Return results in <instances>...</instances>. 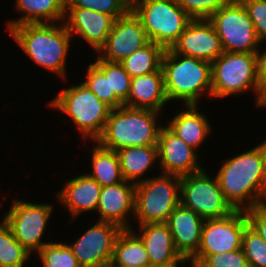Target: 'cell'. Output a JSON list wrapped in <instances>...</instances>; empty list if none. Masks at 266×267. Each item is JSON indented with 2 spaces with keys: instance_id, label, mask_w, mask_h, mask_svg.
I'll use <instances>...</instances> for the list:
<instances>
[{
  "instance_id": "cell-35",
  "label": "cell",
  "mask_w": 266,
  "mask_h": 267,
  "mask_svg": "<svg viewBox=\"0 0 266 267\" xmlns=\"http://www.w3.org/2000/svg\"><path fill=\"white\" fill-rule=\"evenodd\" d=\"M66 7L91 9L110 14L115 19L124 16L131 9V0H66Z\"/></svg>"
},
{
  "instance_id": "cell-1",
  "label": "cell",
  "mask_w": 266,
  "mask_h": 267,
  "mask_svg": "<svg viewBox=\"0 0 266 267\" xmlns=\"http://www.w3.org/2000/svg\"><path fill=\"white\" fill-rule=\"evenodd\" d=\"M216 178L235 210H246L266 201V174L257 147L225 160Z\"/></svg>"
},
{
  "instance_id": "cell-12",
  "label": "cell",
  "mask_w": 266,
  "mask_h": 267,
  "mask_svg": "<svg viewBox=\"0 0 266 267\" xmlns=\"http://www.w3.org/2000/svg\"><path fill=\"white\" fill-rule=\"evenodd\" d=\"M122 230L114 223L97 221L68 246L80 267H102L112 260L114 245Z\"/></svg>"
},
{
  "instance_id": "cell-41",
  "label": "cell",
  "mask_w": 266,
  "mask_h": 267,
  "mask_svg": "<svg viewBox=\"0 0 266 267\" xmlns=\"http://www.w3.org/2000/svg\"><path fill=\"white\" fill-rule=\"evenodd\" d=\"M102 267H135V266H123L110 260L109 262L105 263Z\"/></svg>"
},
{
  "instance_id": "cell-24",
  "label": "cell",
  "mask_w": 266,
  "mask_h": 267,
  "mask_svg": "<svg viewBox=\"0 0 266 267\" xmlns=\"http://www.w3.org/2000/svg\"><path fill=\"white\" fill-rule=\"evenodd\" d=\"M15 5L22 15L7 21V31L23 24L59 23L65 20L66 0H16Z\"/></svg>"
},
{
  "instance_id": "cell-21",
  "label": "cell",
  "mask_w": 266,
  "mask_h": 267,
  "mask_svg": "<svg viewBox=\"0 0 266 267\" xmlns=\"http://www.w3.org/2000/svg\"><path fill=\"white\" fill-rule=\"evenodd\" d=\"M101 185L87 173L69 179L63 189L58 192L57 201L70 211L71 221L82 212L96 210L101 193Z\"/></svg>"
},
{
  "instance_id": "cell-15",
  "label": "cell",
  "mask_w": 266,
  "mask_h": 267,
  "mask_svg": "<svg viewBox=\"0 0 266 267\" xmlns=\"http://www.w3.org/2000/svg\"><path fill=\"white\" fill-rule=\"evenodd\" d=\"M162 174L185 176L204 170L198 162V153L164 125L157 142Z\"/></svg>"
},
{
  "instance_id": "cell-32",
  "label": "cell",
  "mask_w": 266,
  "mask_h": 267,
  "mask_svg": "<svg viewBox=\"0 0 266 267\" xmlns=\"http://www.w3.org/2000/svg\"><path fill=\"white\" fill-rule=\"evenodd\" d=\"M86 72V79L82 83L102 102L111 109H117L124 105L114 93H110L109 76H105L93 63L89 64Z\"/></svg>"
},
{
  "instance_id": "cell-4",
  "label": "cell",
  "mask_w": 266,
  "mask_h": 267,
  "mask_svg": "<svg viewBox=\"0 0 266 267\" xmlns=\"http://www.w3.org/2000/svg\"><path fill=\"white\" fill-rule=\"evenodd\" d=\"M159 113L124 105L111 109L104 130L95 142L114 151L134 146L157 145L163 127L161 123H157Z\"/></svg>"
},
{
  "instance_id": "cell-33",
  "label": "cell",
  "mask_w": 266,
  "mask_h": 267,
  "mask_svg": "<svg viewBox=\"0 0 266 267\" xmlns=\"http://www.w3.org/2000/svg\"><path fill=\"white\" fill-rule=\"evenodd\" d=\"M189 262L194 267H249L241 249L212 255H194Z\"/></svg>"
},
{
  "instance_id": "cell-3",
  "label": "cell",
  "mask_w": 266,
  "mask_h": 267,
  "mask_svg": "<svg viewBox=\"0 0 266 267\" xmlns=\"http://www.w3.org/2000/svg\"><path fill=\"white\" fill-rule=\"evenodd\" d=\"M164 88L168 101L197 105L206 93L212 97L211 63L198 58L164 51L161 59Z\"/></svg>"
},
{
  "instance_id": "cell-9",
  "label": "cell",
  "mask_w": 266,
  "mask_h": 267,
  "mask_svg": "<svg viewBox=\"0 0 266 267\" xmlns=\"http://www.w3.org/2000/svg\"><path fill=\"white\" fill-rule=\"evenodd\" d=\"M208 20L220 38L224 52H261L253 23L240 0H230Z\"/></svg>"
},
{
  "instance_id": "cell-10",
  "label": "cell",
  "mask_w": 266,
  "mask_h": 267,
  "mask_svg": "<svg viewBox=\"0 0 266 267\" xmlns=\"http://www.w3.org/2000/svg\"><path fill=\"white\" fill-rule=\"evenodd\" d=\"M207 174L202 170L181 177L180 204L203 219L226 217L235 209L224 197L216 176Z\"/></svg>"
},
{
  "instance_id": "cell-25",
  "label": "cell",
  "mask_w": 266,
  "mask_h": 267,
  "mask_svg": "<svg viewBox=\"0 0 266 267\" xmlns=\"http://www.w3.org/2000/svg\"><path fill=\"white\" fill-rule=\"evenodd\" d=\"M117 154L123 179L135 185L142 182L153 163L158 162L157 145L127 147L119 149Z\"/></svg>"
},
{
  "instance_id": "cell-18",
  "label": "cell",
  "mask_w": 266,
  "mask_h": 267,
  "mask_svg": "<svg viewBox=\"0 0 266 267\" xmlns=\"http://www.w3.org/2000/svg\"><path fill=\"white\" fill-rule=\"evenodd\" d=\"M99 220L111 222L122 229H133L129 216L135 214V184L127 181L102 187L98 206Z\"/></svg>"
},
{
  "instance_id": "cell-20",
  "label": "cell",
  "mask_w": 266,
  "mask_h": 267,
  "mask_svg": "<svg viewBox=\"0 0 266 267\" xmlns=\"http://www.w3.org/2000/svg\"><path fill=\"white\" fill-rule=\"evenodd\" d=\"M138 227L139 232H136V229L134 232L143 241L150 266L178 267L186 263L177 252L166 223H146Z\"/></svg>"
},
{
  "instance_id": "cell-31",
  "label": "cell",
  "mask_w": 266,
  "mask_h": 267,
  "mask_svg": "<svg viewBox=\"0 0 266 267\" xmlns=\"http://www.w3.org/2000/svg\"><path fill=\"white\" fill-rule=\"evenodd\" d=\"M37 254L43 267H80L68 242H48Z\"/></svg>"
},
{
  "instance_id": "cell-23",
  "label": "cell",
  "mask_w": 266,
  "mask_h": 267,
  "mask_svg": "<svg viewBox=\"0 0 266 267\" xmlns=\"http://www.w3.org/2000/svg\"><path fill=\"white\" fill-rule=\"evenodd\" d=\"M186 110L175 114L167 128L195 150L201 148L212 130L207 117L198 112V105H186Z\"/></svg>"
},
{
  "instance_id": "cell-27",
  "label": "cell",
  "mask_w": 266,
  "mask_h": 267,
  "mask_svg": "<svg viewBox=\"0 0 266 267\" xmlns=\"http://www.w3.org/2000/svg\"><path fill=\"white\" fill-rule=\"evenodd\" d=\"M112 261L123 266L148 267L143 241L132 229H123L116 239Z\"/></svg>"
},
{
  "instance_id": "cell-29",
  "label": "cell",
  "mask_w": 266,
  "mask_h": 267,
  "mask_svg": "<svg viewBox=\"0 0 266 267\" xmlns=\"http://www.w3.org/2000/svg\"><path fill=\"white\" fill-rule=\"evenodd\" d=\"M30 253L15 239L11 228L0 223V267H25ZM25 265V266H24Z\"/></svg>"
},
{
  "instance_id": "cell-7",
  "label": "cell",
  "mask_w": 266,
  "mask_h": 267,
  "mask_svg": "<svg viewBox=\"0 0 266 267\" xmlns=\"http://www.w3.org/2000/svg\"><path fill=\"white\" fill-rule=\"evenodd\" d=\"M131 10L140 19L149 40L171 49L193 20L176 2L131 0Z\"/></svg>"
},
{
  "instance_id": "cell-5",
  "label": "cell",
  "mask_w": 266,
  "mask_h": 267,
  "mask_svg": "<svg viewBox=\"0 0 266 267\" xmlns=\"http://www.w3.org/2000/svg\"><path fill=\"white\" fill-rule=\"evenodd\" d=\"M258 71V53L223 52L211 63L212 97L224 98L252 89L259 108L263 98L259 94Z\"/></svg>"
},
{
  "instance_id": "cell-26",
  "label": "cell",
  "mask_w": 266,
  "mask_h": 267,
  "mask_svg": "<svg viewBox=\"0 0 266 267\" xmlns=\"http://www.w3.org/2000/svg\"><path fill=\"white\" fill-rule=\"evenodd\" d=\"M94 143L96 145L91 151L92 172L87 174L97 181L101 187L123 182L117 151L106 149L95 141Z\"/></svg>"
},
{
  "instance_id": "cell-2",
  "label": "cell",
  "mask_w": 266,
  "mask_h": 267,
  "mask_svg": "<svg viewBox=\"0 0 266 267\" xmlns=\"http://www.w3.org/2000/svg\"><path fill=\"white\" fill-rule=\"evenodd\" d=\"M12 36L31 60L40 67L52 71L64 79L71 35L64 22L23 24L12 27Z\"/></svg>"
},
{
  "instance_id": "cell-28",
  "label": "cell",
  "mask_w": 266,
  "mask_h": 267,
  "mask_svg": "<svg viewBox=\"0 0 266 267\" xmlns=\"http://www.w3.org/2000/svg\"><path fill=\"white\" fill-rule=\"evenodd\" d=\"M164 51L161 46L150 41L119 63L131 78L150 74L161 67Z\"/></svg>"
},
{
  "instance_id": "cell-38",
  "label": "cell",
  "mask_w": 266,
  "mask_h": 267,
  "mask_svg": "<svg viewBox=\"0 0 266 267\" xmlns=\"http://www.w3.org/2000/svg\"><path fill=\"white\" fill-rule=\"evenodd\" d=\"M248 226L266 242V201L245 210Z\"/></svg>"
},
{
  "instance_id": "cell-34",
  "label": "cell",
  "mask_w": 266,
  "mask_h": 267,
  "mask_svg": "<svg viewBox=\"0 0 266 267\" xmlns=\"http://www.w3.org/2000/svg\"><path fill=\"white\" fill-rule=\"evenodd\" d=\"M241 248L249 267H266V242L248 225L244 229Z\"/></svg>"
},
{
  "instance_id": "cell-40",
  "label": "cell",
  "mask_w": 266,
  "mask_h": 267,
  "mask_svg": "<svg viewBox=\"0 0 266 267\" xmlns=\"http://www.w3.org/2000/svg\"><path fill=\"white\" fill-rule=\"evenodd\" d=\"M256 147L261 154L262 161L264 164V170H265V174H266V139L264 141H262V143L257 145Z\"/></svg>"
},
{
  "instance_id": "cell-43",
  "label": "cell",
  "mask_w": 266,
  "mask_h": 267,
  "mask_svg": "<svg viewBox=\"0 0 266 267\" xmlns=\"http://www.w3.org/2000/svg\"><path fill=\"white\" fill-rule=\"evenodd\" d=\"M164 1H171V2H176L177 0H164Z\"/></svg>"
},
{
  "instance_id": "cell-6",
  "label": "cell",
  "mask_w": 266,
  "mask_h": 267,
  "mask_svg": "<svg viewBox=\"0 0 266 267\" xmlns=\"http://www.w3.org/2000/svg\"><path fill=\"white\" fill-rule=\"evenodd\" d=\"M48 105L69 116L84 139L93 142L102 134L111 111L82 82L61 90Z\"/></svg>"
},
{
  "instance_id": "cell-19",
  "label": "cell",
  "mask_w": 266,
  "mask_h": 267,
  "mask_svg": "<svg viewBox=\"0 0 266 267\" xmlns=\"http://www.w3.org/2000/svg\"><path fill=\"white\" fill-rule=\"evenodd\" d=\"M204 222L205 219L181 204L174 209L166 222L174 246L186 262L197 253Z\"/></svg>"
},
{
  "instance_id": "cell-16",
  "label": "cell",
  "mask_w": 266,
  "mask_h": 267,
  "mask_svg": "<svg viewBox=\"0 0 266 267\" xmlns=\"http://www.w3.org/2000/svg\"><path fill=\"white\" fill-rule=\"evenodd\" d=\"M171 50L210 63L224 52L220 38L208 19H193Z\"/></svg>"
},
{
  "instance_id": "cell-36",
  "label": "cell",
  "mask_w": 266,
  "mask_h": 267,
  "mask_svg": "<svg viewBox=\"0 0 266 267\" xmlns=\"http://www.w3.org/2000/svg\"><path fill=\"white\" fill-rule=\"evenodd\" d=\"M230 0H177V3L192 19H209Z\"/></svg>"
},
{
  "instance_id": "cell-13",
  "label": "cell",
  "mask_w": 266,
  "mask_h": 267,
  "mask_svg": "<svg viewBox=\"0 0 266 267\" xmlns=\"http://www.w3.org/2000/svg\"><path fill=\"white\" fill-rule=\"evenodd\" d=\"M248 225L244 210H235L226 217L205 219L201 243L195 255H212L241 249Z\"/></svg>"
},
{
  "instance_id": "cell-42",
  "label": "cell",
  "mask_w": 266,
  "mask_h": 267,
  "mask_svg": "<svg viewBox=\"0 0 266 267\" xmlns=\"http://www.w3.org/2000/svg\"><path fill=\"white\" fill-rule=\"evenodd\" d=\"M260 107L266 108V95L263 97Z\"/></svg>"
},
{
  "instance_id": "cell-22",
  "label": "cell",
  "mask_w": 266,
  "mask_h": 267,
  "mask_svg": "<svg viewBox=\"0 0 266 267\" xmlns=\"http://www.w3.org/2000/svg\"><path fill=\"white\" fill-rule=\"evenodd\" d=\"M168 102L164 88V75L160 67L150 74L132 78L128 100L124 106L161 112Z\"/></svg>"
},
{
  "instance_id": "cell-14",
  "label": "cell",
  "mask_w": 266,
  "mask_h": 267,
  "mask_svg": "<svg viewBox=\"0 0 266 267\" xmlns=\"http://www.w3.org/2000/svg\"><path fill=\"white\" fill-rule=\"evenodd\" d=\"M149 42L140 19L130 9L124 16L115 19L105 44L97 54L105 61L121 62Z\"/></svg>"
},
{
  "instance_id": "cell-37",
  "label": "cell",
  "mask_w": 266,
  "mask_h": 267,
  "mask_svg": "<svg viewBox=\"0 0 266 267\" xmlns=\"http://www.w3.org/2000/svg\"><path fill=\"white\" fill-rule=\"evenodd\" d=\"M249 18L251 19L254 30L260 44L266 41V0H240Z\"/></svg>"
},
{
  "instance_id": "cell-17",
  "label": "cell",
  "mask_w": 266,
  "mask_h": 267,
  "mask_svg": "<svg viewBox=\"0 0 266 267\" xmlns=\"http://www.w3.org/2000/svg\"><path fill=\"white\" fill-rule=\"evenodd\" d=\"M115 18L110 14L79 7H66L64 23L68 32L80 35L98 52L105 44Z\"/></svg>"
},
{
  "instance_id": "cell-11",
  "label": "cell",
  "mask_w": 266,
  "mask_h": 267,
  "mask_svg": "<svg viewBox=\"0 0 266 267\" xmlns=\"http://www.w3.org/2000/svg\"><path fill=\"white\" fill-rule=\"evenodd\" d=\"M8 210L3 214V220L11 228L15 239L30 254H37L48 243L42 242V236L54 211L53 205L30 203L14 198Z\"/></svg>"
},
{
  "instance_id": "cell-39",
  "label": "cell",
  "mask_w": 266,
  "mask_h": 267,
  "mask_svg": "<svg viewBox=\"0 0 266 267\" xmlns=\"http://www.w3.org/2000/svg\"><path fill=\"white\" fill-rule=\"evenodd\" d=\"M258 70L259 94L263 98L266 95V49L258 53Z\"/></svg>"
},
{
  "instance_id": "cell-8",
  "label": "cell",
  "mask_w": 266,
  "mask_h": 267,
  "mask_svg": "<svg viewBox=\"0 0 266 267\" xmlns=\"http://www.w3.org/2000/svg\"><path fill=\"white\" fill-rule=\"evenodd\" d=\"M181 177L160 174L135 185V220L137 224L166 223L180 204Z\"/></svg>"
},
{
  "instance_id": "cell-30",
  "label": "cell",
  "mask_w": 266,
  "mask_h": 267,
  "mask_svg": "<svg viewBox=\"0 0 266 267\" xmlns=\"http://www.w3.org/2000/svg\"><path fill=\"white\" fill-rule=\"evenodd\" d=\"M93 64L105 75L109 76L110 93L124 104L128 100L132 78L119 62H108L99 57Z\"/></svg>"
}]
</instances>
